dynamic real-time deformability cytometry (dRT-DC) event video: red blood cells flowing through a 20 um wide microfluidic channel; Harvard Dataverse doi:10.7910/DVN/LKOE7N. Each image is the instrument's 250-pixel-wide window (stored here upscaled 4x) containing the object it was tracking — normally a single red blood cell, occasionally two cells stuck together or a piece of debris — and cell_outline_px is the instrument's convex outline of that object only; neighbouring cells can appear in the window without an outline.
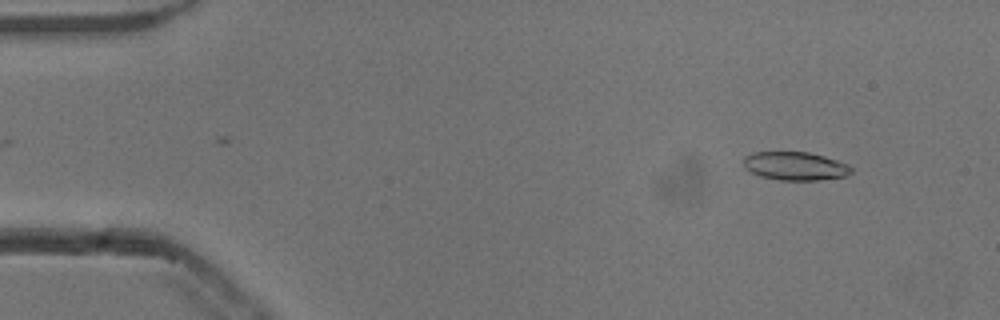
{"species": "common noctule bat (a hibernating species)", "species_latin": "Nyctalus noctula", "temperature_condition": "cold", "stored_images_in_passage": 54, "camera_frame_rate_fps": 3000, "um_per_image_px": 0.085, "animal": {"sex": "male", "body_mass_g": 13.3}, "frame": {"image": 1, "passage_image": 6, "time_ms": 1.667, "image_size_px": [1000, 320], "cell_outline_px": [[852, 172], [848, 176], [820, 180], [780, 180], [760, 176], [744, 168], [744, 156], [752, 152], [808, 152], [824, 156], [848, 164], [852, 168]], "centroid_in_image_um": [67.6, 14.11], "position_along_channel_um": 17.4, "area_um2": 17.92}}
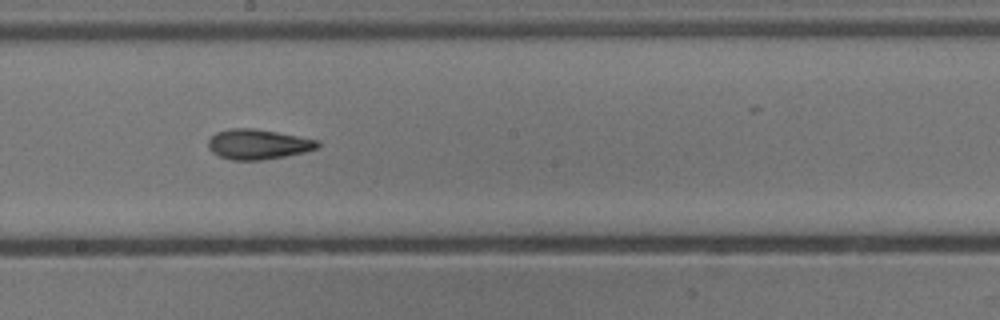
{"frame": {"image": 2, "passage_image": 30, "time_ms": 9.667, "image_size_px": [1000, 320], "cell_outline_px": [[320, 148], [304, 152], [284, 156], [260, 160], [232, 160], [220, 156], [212, 152], [208, 148], [208, 140], [216, 132], [228, 128], [256, 128], [320, 140]], "centroid_in_image_um": [21.95, 12.25], "position_along_channel_um": 226.3, "area_um2": 19.31}}
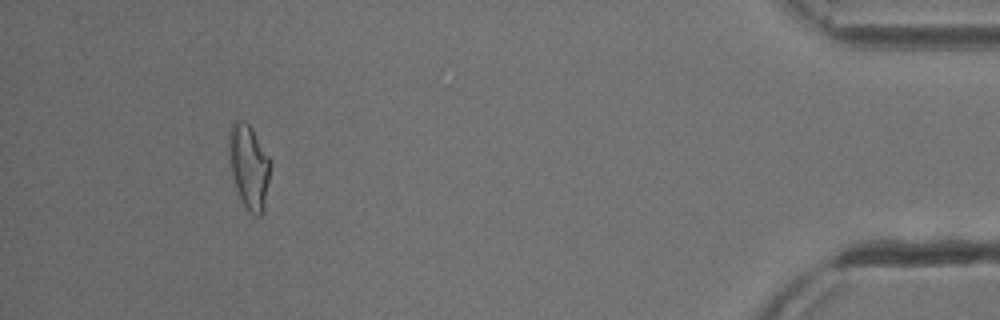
{"frame": {"image": 3, "passage_image": 50, "time_ms": 16.333, "image_size_px": [1000, 320], "cell_outline_px": [[272, 164], [264, 212], [260, 216], [256, 216], [244, 204], [236, 188], [232, 172], [228, 152], [228, 132], [232, 120], [244, 120], [252, 128], [268, 156]], "centroid_in_image_um": [21.17, 14.11], "position_along_channel_um": 414.0, "area_um2": 20.46}, "authors_computed_cell_mechanics": {"area_um2": 18.6983, "velocity_mm_per_s": 3.8412, "shape_relaxation_time_tau1_ms": 4.3237, "shape_relaxation_time_tau2_ms": 2.3478, "deformation_change_tau1": 0.1502, "deformation_change_tau2": 0.1031}}